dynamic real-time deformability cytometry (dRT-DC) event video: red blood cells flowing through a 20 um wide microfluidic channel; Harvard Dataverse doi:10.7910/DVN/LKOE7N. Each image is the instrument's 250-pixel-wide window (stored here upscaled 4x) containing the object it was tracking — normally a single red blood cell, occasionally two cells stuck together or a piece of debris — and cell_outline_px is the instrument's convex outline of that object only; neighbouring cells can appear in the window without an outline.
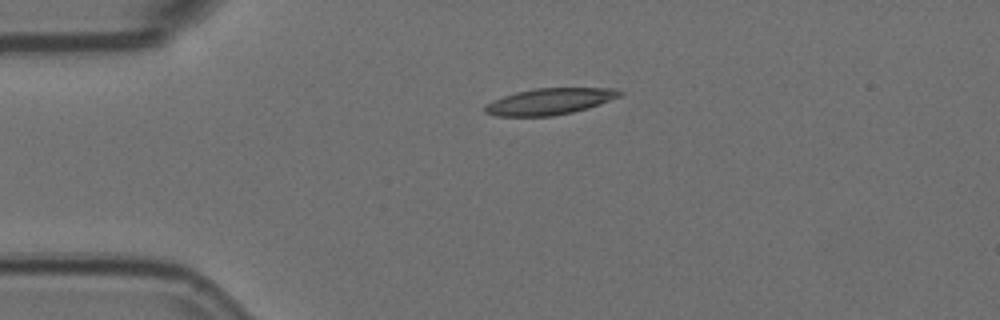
{"species": "Egyptian fruit bat (a non-hibernating species)", "species_latin": "Rousettus aegyptiacus", "temperature_condition": "room temperature", "stored_images_in_passage": 2, "camera_frame_rate_fps": 3000, "um_per_image_px": 0.085, "animal": {"sex": "female"}, "frame": {"image": 1, "passage_image": 1, "time_ms": 0.0, "image_size_px": [1000, 320], "cell_outline_px": [[624, 92], [620, 96], [600, 104], [588, 108], [572, 112], [552, 116], [496, 116], [484, 112], [484, 108], [492, 100], [516, 92], [536, 88], [612, 88]], "centroid_in_image_um": [46.72, 8.62], "position_along_channel_um": 38.3, "area_um2": 20.58}}